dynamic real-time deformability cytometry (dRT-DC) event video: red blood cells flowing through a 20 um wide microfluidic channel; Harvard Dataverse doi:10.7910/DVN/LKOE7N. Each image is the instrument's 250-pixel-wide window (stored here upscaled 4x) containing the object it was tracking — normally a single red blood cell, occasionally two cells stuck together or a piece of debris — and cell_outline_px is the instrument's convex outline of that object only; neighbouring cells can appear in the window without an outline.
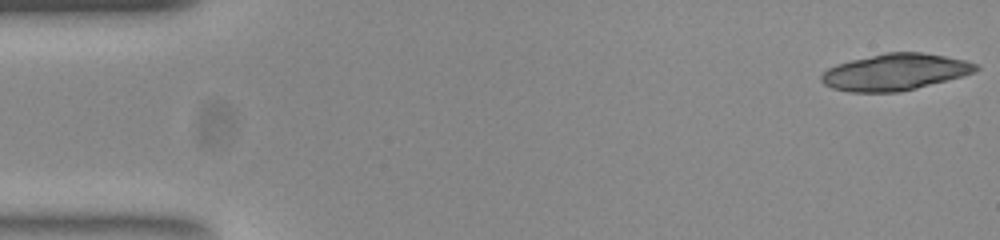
{"species": "common noctule bat (a hibernating species)", "species_latin": "Nyctalus noctula", "temperature_condition": "room temperature", "stored_images_in_passage": 38, "camera_frame_rate_fps": 3000, "um_per_image_px": 0.085, "animal": {"sex": "female", "body_mass_g": 23.0, "forearm_length_mm": 53.4}, "frame": {"image": 1, "passage_image": 1, "time_ms": 0.0, "image_size_px": [1000, 240], "cell_outline_px": [[980, 68], [976, 72], [916, 88], [900, 92], [848, 92], [832, 88], [824, 84], [820, 80], [820, 76], [828, 68], [836, 64], [852, 60], [888, 52], [920, 52], [944, 56], [964, 60], [976, 64]], "centroid_in_image_um": [76.06, 6.13], "position_along_channel_um": 8.9, "area_um2": 32.66}}